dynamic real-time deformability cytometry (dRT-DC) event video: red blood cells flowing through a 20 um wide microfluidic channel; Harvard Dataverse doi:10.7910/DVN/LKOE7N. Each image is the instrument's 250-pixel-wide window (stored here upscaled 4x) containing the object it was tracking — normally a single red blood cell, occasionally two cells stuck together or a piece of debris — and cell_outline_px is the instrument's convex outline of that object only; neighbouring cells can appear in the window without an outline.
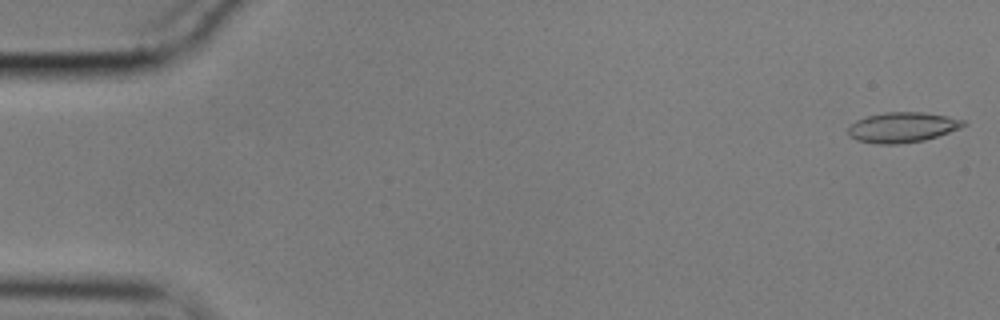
{"species": "common noctule bat (a hibernating species)", "species_latin": "Nyctalus noctula", "temperature_condition": "cold", "stored_images_in_passage": 11, "camera_frame_rate_fps": 3000, "um_per_image_px": 0.085, "animal": {"sex": "male", "body_mass_g": 17.9}, "frame": {"image": 1, "passage_image": 1, "time_ms": 0.0, "image_size_px": [1000, 320], "cell_outline_px": [[968, 124], [960, 128], [924, 140], [896, 144], [880, 144], [856, 140], [848, 136], [848, 128], [856, 120], [868, 116], [884, 112], [924, 112], [948, 116], [964, 120]], "centroid_in_image_um": [76.7, 10.81], "position_along_channel_um": 8.3, "area_um2": 20.23}}